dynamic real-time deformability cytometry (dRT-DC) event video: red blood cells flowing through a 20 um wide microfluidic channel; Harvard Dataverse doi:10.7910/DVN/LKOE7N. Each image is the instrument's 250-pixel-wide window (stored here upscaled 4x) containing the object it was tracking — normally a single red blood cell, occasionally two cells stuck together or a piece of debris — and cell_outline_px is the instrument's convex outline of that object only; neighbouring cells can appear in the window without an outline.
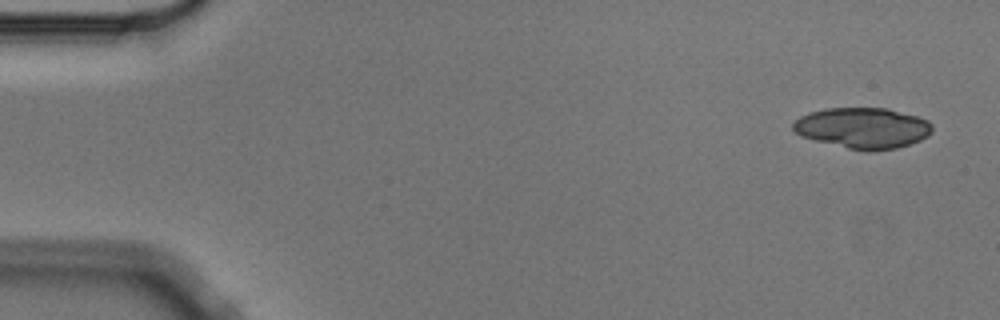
{"species": "Egyptian fruit bat (a non-hibernating species)", "species_latin": "Rousettus aegyptiacus", "temperature_condition": "cold", "stored_images_in_passage": 4, "camera_frame_rate_fps": 3000, "um_per_image_px": 0.085, "animal": {"sex": "male"}, "frame": {"image": 1, "passage_image": 1, "time_ms": 0.0, "image_size_px": [1000, 320], "cell_outline_px": [[932, 132], [928, 136], [920, 140], [896, 148], [872, 152], [868, 152], [848, 148], [800, 136], [792, 128], [792, 124], [800, 116], [808, 112], [824, 108], [888, 108], [916, 116], [928, 120], [932, 124]], "centroid_in_image_um": [73.34, 10.87], "position_along_channel_um": 11.7, "area_um2": 33.18}}